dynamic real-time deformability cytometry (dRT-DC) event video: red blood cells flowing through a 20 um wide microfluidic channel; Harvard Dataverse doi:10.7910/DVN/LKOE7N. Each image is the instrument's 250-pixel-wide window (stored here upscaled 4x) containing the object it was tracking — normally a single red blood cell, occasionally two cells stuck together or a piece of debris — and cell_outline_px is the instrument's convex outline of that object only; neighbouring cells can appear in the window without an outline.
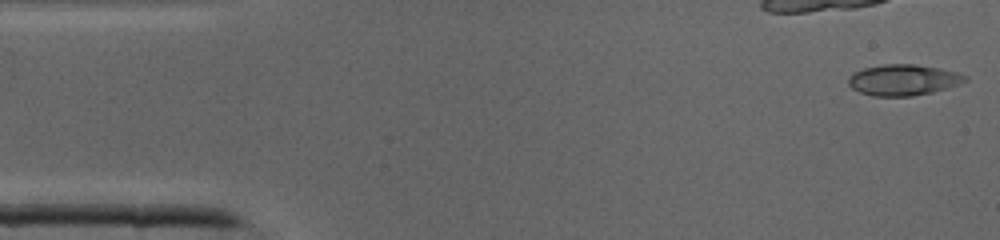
{"species": "common noctule bat (a hibernating species)", "species_latin": "Nyctalus noctula", "temperature_condition": "cold", "stored_images_in_passage": 12, "camera_frame_rate_fps": 3000, "um_per_image_px": 0.085, "animal": {"sex": "male", "body_mass_g": 19.0, "forearm_length_mm": 50.8}, "frame": {"image": 1, "passage_image": 1, "time_ms": 0.0, "image_size_px": [1000, 240], "cell_outline_px": [[968, 80], [960, 84], [932, 92], [912, 96], [872, 96], [860, 92], [852, 88], [848, 84], [848, 76], [864, 68], [884, 64], [916, 64], [940, 68], [956, 72], [968, 76]], "centroid_in_image_um": [76.79, 6.79], "position_along_channel_um": 8.2, "area_um2": 21.1}}